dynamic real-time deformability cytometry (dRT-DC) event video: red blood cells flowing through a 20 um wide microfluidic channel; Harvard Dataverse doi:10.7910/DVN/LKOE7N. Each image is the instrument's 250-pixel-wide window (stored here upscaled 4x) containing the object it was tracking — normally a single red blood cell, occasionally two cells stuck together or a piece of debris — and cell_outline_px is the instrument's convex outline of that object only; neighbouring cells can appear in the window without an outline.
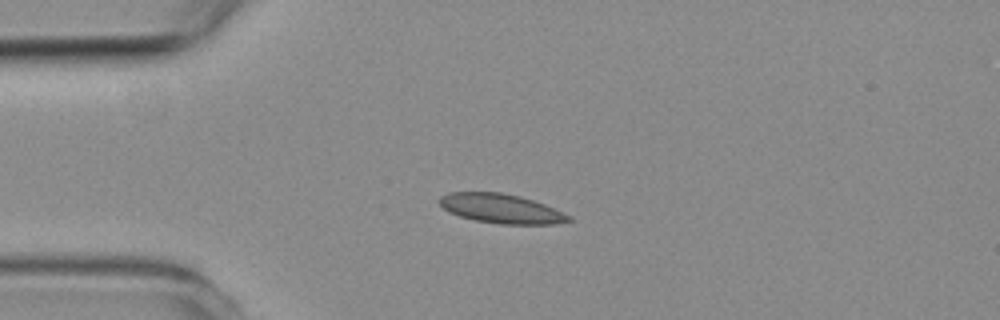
{"species": "common noctule bat (a hibernating species)", "species_latin": "Nyctalus noctula", "temperature_condition": "room temperature", "stored_images_in_passage": 3, "camera_frame_rate_fps": 3000, "um_per_image_px": 0.085, "animal": {"sex": "female", "body_mass_g": 19.3, "forearm_length_mm": 54.1}, "frame": {"image": 1, "passage_image": 1, "time_ms": 0.0, "image_size_px": [1000, 320], "cell_outline_px": [[572, 220], [556, 224], [500, 224], [476, 220], [460, 216], [448, 212], [436, 200], [440, 196], [448, 192], [500, 192], [520, 196], [544, 204], [572, 216]], "centroid_in_image_um": [42.58, 17.72], "position_along_channel_um": 42.4, "area_um2": 22.14}}
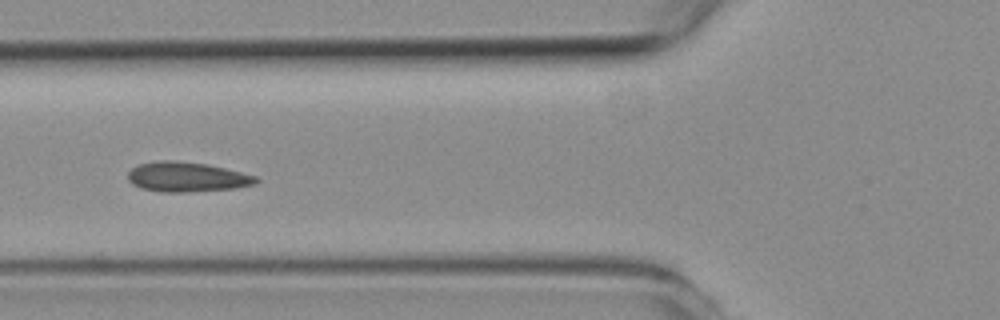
{"frame": {"image": 2, "passage_image": 3, "time_ms": 2.333, "image_size_px": [1000, 320], "cell_outline_px": [[260, 180], [256, 184], [236, 188], [188, 192], [160, 192], [140, 188], [132, 184], [128, 180], [128, 172], [136, 164], [156, 160], [176, 160], [208, 164], [256, 176]], "centroid_in_image_um": [15.85, 15.03], "position_along_channel_um": 109.9, "area_um2": 22.54}}